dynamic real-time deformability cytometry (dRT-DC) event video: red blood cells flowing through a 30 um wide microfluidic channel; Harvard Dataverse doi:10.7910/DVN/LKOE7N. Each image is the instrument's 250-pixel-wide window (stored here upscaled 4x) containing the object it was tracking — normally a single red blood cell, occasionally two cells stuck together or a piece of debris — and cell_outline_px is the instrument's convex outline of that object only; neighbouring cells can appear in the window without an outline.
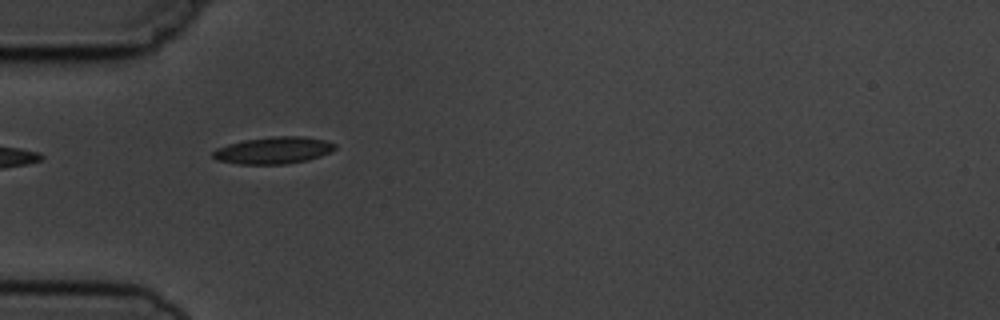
{"species": "common noctule bat (a hibernating species)", "species_latin": "Nyctalus noctula", "temperature_condition": "cold", "stored_images_in_passage": 7, "camera_frame_rate_fps": 3000, "um_per_image_px": 0.085, "animal": {"sex": "male", "body_mass_g": 19.5, "forearm_length_mm": 54.6}, "frame": {"image": 1, "passage_image": 1, "time_ms": 0.0, "image_size_px": [1000, 320], "cell_outline_px": [[336, 148], [332, 152], [308, 160], [284, 164], [236, 164], [216, 160], [212, 156], [212, 152], [216, 148], [228, 144], [244, 140], [272, 136], [304, 136], [324, 140], [336, 144]], "centroid_in_image_um": [23.24, 12.78], "position_along_channel_um": 61.8, "area_um2": 19.31}}
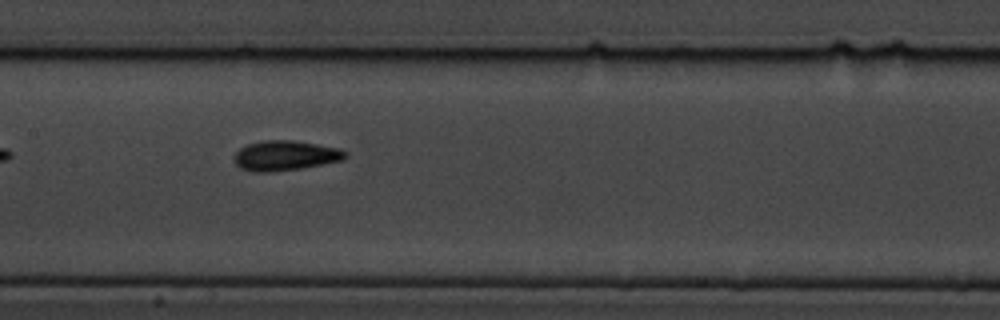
{"frame": {"image": 2, "passage_image": 4, "time_ms": 3.333, "image_size_px": [1000, 320], "cell_outline_px": [[348, 156], [344, 160], [304, 168], [268, 172], [252, 172], [240, 168], [232, 160], [232, 156], [240, 148], [248, 144], [264, 140], [292, 140], [340, 148], [348, 152]], "centroid_in_image_um": [24.25, 13.23], "position_along_channel_um": 183.2, "area_um2": 19.71}}
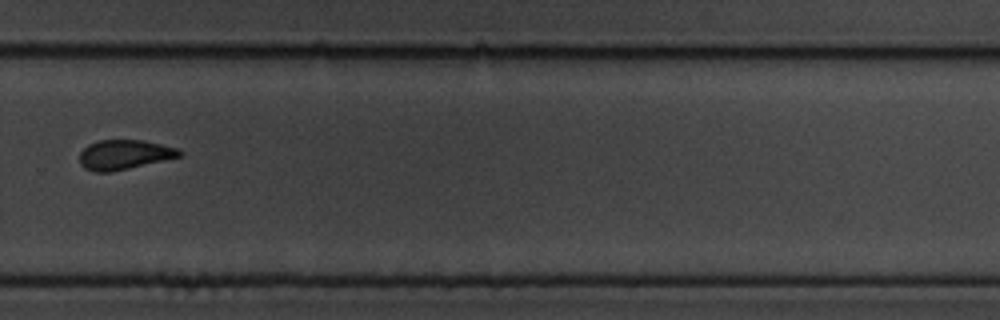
{"frame": {"image": 3, "passage_image": 7, "time_ms": 7.0, "image_size_px": [1000, 320], "cell_outline_px": [[184, 152], [180, 156], [112, 172], [96, 172], [84, 168], [80, 164], [80, 152], [88, 144], [100, 140], [144, 140], [180, 148]], "centroid_in_image_um": [10.57, 13.14], "position_along_channel_um": 319.2, "area_um2": 17.28}}